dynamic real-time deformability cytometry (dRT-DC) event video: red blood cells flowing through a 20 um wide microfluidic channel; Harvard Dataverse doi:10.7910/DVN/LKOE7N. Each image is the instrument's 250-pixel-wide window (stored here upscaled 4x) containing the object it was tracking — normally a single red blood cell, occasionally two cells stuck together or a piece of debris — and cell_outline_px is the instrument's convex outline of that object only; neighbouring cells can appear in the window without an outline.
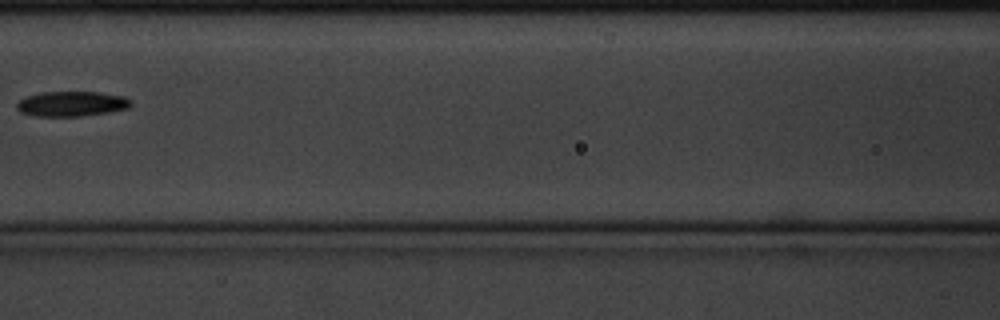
{"species": "common noctule bat (a hibernating species)", "species_latin": "Nyctalus noctula", "temperature_condition": "cold", "stored_images_in_passage": 11, "camera_frame_rate_fps": 3000, "um_per_image_px": 0.085, "animal": {"sex": "male", "body_mass_g": 20.1, "forearm_length_mm": 53.5}, "frame": {"image": 1, "passage_image": 7, "time_ms": 2.0, "image_size_px": [1000, 320], "cell_outline_px": [[132, 104], [128, 108], [108, 112], [80, 116], [36, 116], [20, 112], [16, 108], [16, 104], [24, 96], [40, 92], [100, 92], [124, 96], [132, 100]], "centroid_in_image_um": [6.08, 8.81], "position_along_channel_um": 160.5, "area_um2": 16.76}}
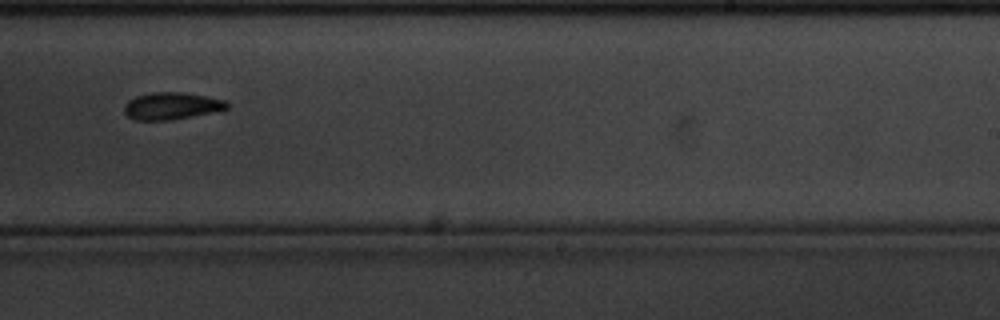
{"frame": {"image": 2, "passage_image": 10, "time_ms": 3.0, "image_size_px": [1000, 320], "cell_outline_px": [[228, 108], [220, 112], [168, 120], [136, 120], [128, 116], [124, 112], [124, 104], [128, 100], [136, 96], [152, 92], [180, 92], [204, 96], [224, 100], [228, 104]], "centroid_in_image_um": [14.59, 9.01], "position_along_channel_um": 274.4, "area_um2": 16.3}}
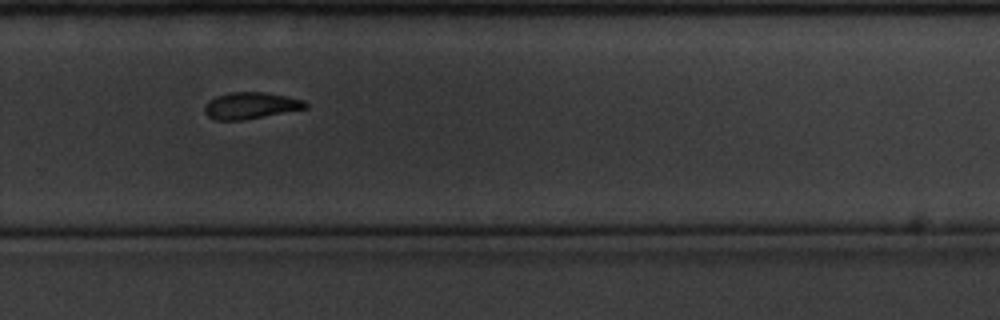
{"frame": {"image": 3, "passage_image": 11, "time_ms": 3.333, "image_size_px": [1000, 320], "cell_outline_px": [[308, 108], [244, 120], [216, 120], [208, 116], [204, 112], [204, 104], [208, 100], [216, 96], [228, 92], [264, 92], [304, 100], [308, 104]], "centroid_in_image_um": [21.28, 8.97], "position_along_channel_um": 308.5, "area_um2": 15.72}}